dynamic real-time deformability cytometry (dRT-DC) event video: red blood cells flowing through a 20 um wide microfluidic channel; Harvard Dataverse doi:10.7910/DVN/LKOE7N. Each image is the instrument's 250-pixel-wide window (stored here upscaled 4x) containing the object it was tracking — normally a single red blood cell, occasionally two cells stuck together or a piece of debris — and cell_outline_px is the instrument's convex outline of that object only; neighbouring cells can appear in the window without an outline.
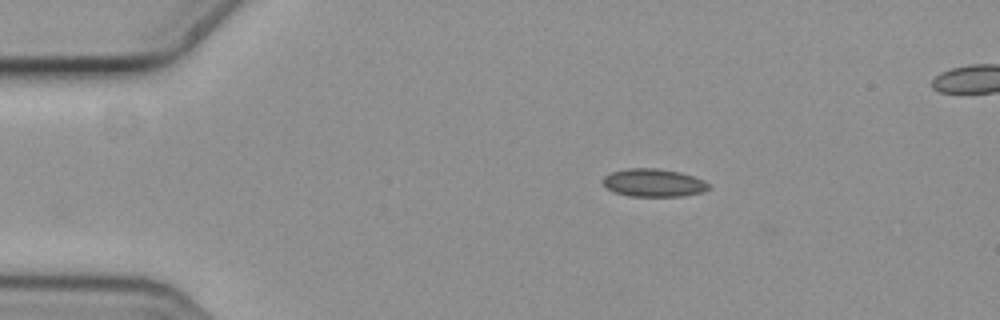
{"species": "common noctule bat (a hibernating species)", "species_latin": "Nyctalus noctula", "temperature_condition": "cold", "stored_images_in_passage": 5, "camera_frame_rate_fps": 3000, "um_per_image_px": 0.085, "animal": {"sex": "female", "body_mass_g": 19.3, "forearm_length_mm": 54.1}, "frame": {"image": 1, "passage_image": 2, "time_ms": 0.333, "image_size_px": [1000, 320], "cell_outline_px": [[708, 188], [704, 192], [680, 196], [628, 196], [616, 192], [608, 188], [600, 180], [604, 176], [612, 172], [628, 168], [656, 168], [680, 172], [704, 180], [708, 184]], "centroid_in_image_um": [55.53, 15.53], "position_along_channel_um": 29.5, "area_um2": 17.11}}
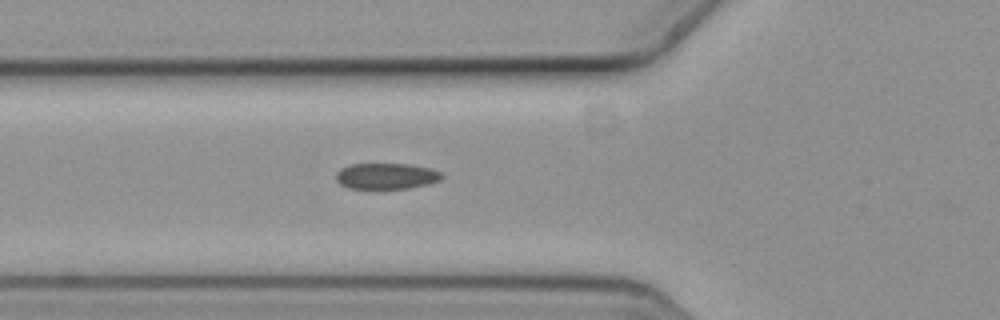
{"frame": {"image": 2, "passage_image": 5, "time_ms": 1.333, "image_size_px": [1000, 320], "cell_outline_px": [[444, 176], [440, 180], [428, 184], [408, 188], [348, 188], [340, 184], [336, 180], [336, 172], [340, 168], [348, 164], [408, 164], [432, 168], [440, 172]], "centroid_in_image_um": [32.83, 14.96], "position_along_channel_um": 93.0, "area_um2": 16.07}}